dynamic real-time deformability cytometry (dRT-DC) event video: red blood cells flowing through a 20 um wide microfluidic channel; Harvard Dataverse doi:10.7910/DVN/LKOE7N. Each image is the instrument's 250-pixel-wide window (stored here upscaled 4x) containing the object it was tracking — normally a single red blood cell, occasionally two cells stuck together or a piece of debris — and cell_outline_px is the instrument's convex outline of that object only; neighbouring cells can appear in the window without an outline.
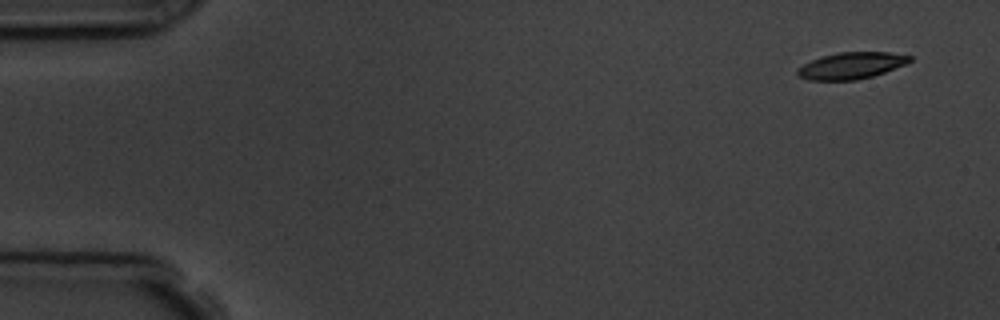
{"species": "common noctule bat (a hibernating species)", "species_latin": "Nyctalus noctula", "temperature_condition": "room temperature", "stored_images_in_passage": 5, "camera_frame_rate_fps": 3000, "um_per_image_px": 0.085, "animal": {"sex": "male", "body_mass_g": 19.5, "forearm_length_mm": 54.6}, "frame": {"image": 1, "passage_image": 1, "time_ms": 0.0, "image_size_px": [1000, 320], "cell_outline_px": [[912, 60], [904, 64], [884, 72], [872, 76], [856, 80], [808, 80], [800, 76], [796, 72], [796, 68], [812, 60], [824, 56], [840, 52], [888, 52], [912, 56]], "centroid_in_image_um": [72.34, 5.58], "position_along_channel_um": 12.7, "area_um2": 17.17}}
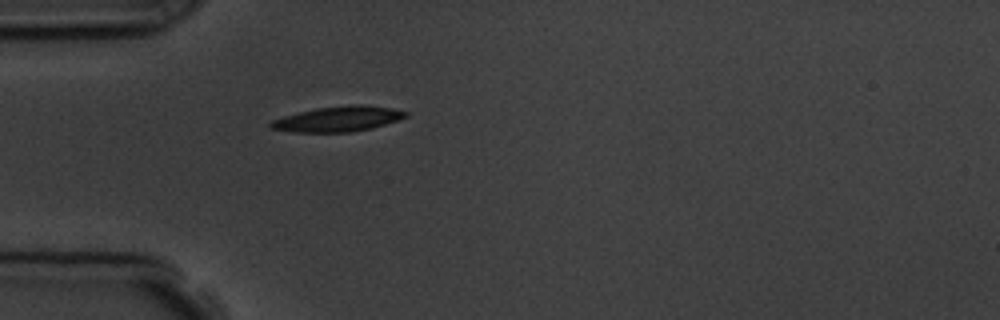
{"frame": {"image": 2, "passage_image": 5, "time_ms": 4.333, "image_size_px": [1000, 320], "cell_outline_px": [[408, 116], [372, 128], [352, 132], [296, 132], [268, 128], [268, 124], [272, 120], [284, 116], [316, 108], [352, 104], [360, 104], [392, 108], [408, 112]], "centroid_in_image_um": [28.72, 10.11], "position_along_channel_um": 56.3, "area_um2": 19.77}}